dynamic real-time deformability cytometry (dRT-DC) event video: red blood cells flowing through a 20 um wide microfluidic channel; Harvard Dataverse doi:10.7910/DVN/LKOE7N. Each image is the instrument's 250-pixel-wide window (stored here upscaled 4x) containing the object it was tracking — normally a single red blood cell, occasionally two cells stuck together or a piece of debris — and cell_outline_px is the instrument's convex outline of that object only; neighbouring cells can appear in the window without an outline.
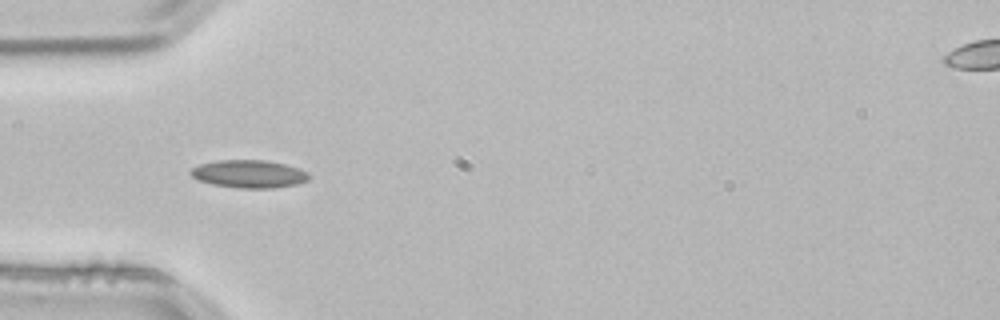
{"species": "common noctule bat (a hibernating species)", "species_latin": "Nyctalus noctula", "temperature_condition": "room temperature", "stored_images_in_passage": 8, "camera_frame_rate_fps": 3000, "um_per_image_px": 0.085, "animal": {"sex": "male", "body_mass_g": 21.5, "forearm_length_mm": 52.0}, "frame": {"image": 1, "passage_image": 4, "time_ms": 1.0, "image_size_px": [1000, 320], "cell_outline_px": [[312, 176], [308, 180], [296, 184], [272, 188], [240, 188], [212, 184], [200, 180], [192, 176], [188, 172], [192, 168], [200, 164], [216, 160], [268, 160], [300, 168], [308, 172]], "centroid_in_image_um": [21.19, 14.77], "position_along_channel_um": 63.8, "area_um2": 19.25}}